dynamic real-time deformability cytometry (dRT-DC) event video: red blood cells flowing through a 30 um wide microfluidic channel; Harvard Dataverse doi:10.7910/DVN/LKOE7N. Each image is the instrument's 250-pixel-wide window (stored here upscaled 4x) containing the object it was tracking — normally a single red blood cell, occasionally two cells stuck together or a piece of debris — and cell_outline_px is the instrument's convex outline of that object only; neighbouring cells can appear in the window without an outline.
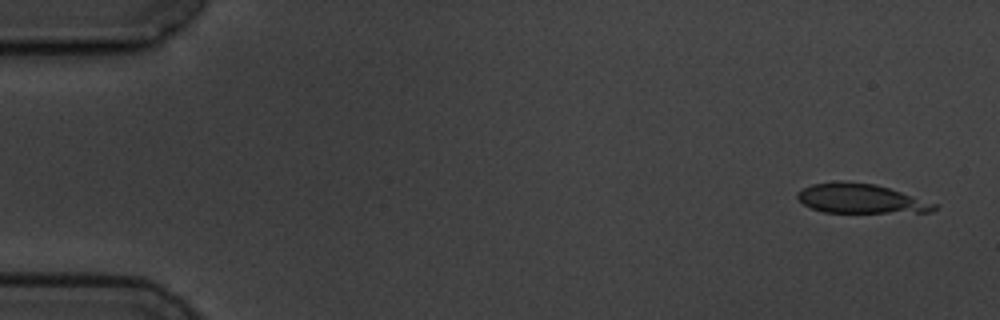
{"species": "common noctule bat (a hibernating species)", "species_latin": "Nyctalus noctula", "temperature_condition": "cold", "stored_images_in_passage": 4, "camera_frame_rate_fps": 3000, "um_per_image_px": 0.085, "animal": {"sex": "male", "body_mass_g": 19.5, "forearm_length_mm": 54.6}, "frame": {"image": 1, "passage_image": 1, "time_ms": 0.0, "image_size_px": [1000, 320], "cell_outline_px": [[940, 204], [932, 212], [824, 212], [812, 208], [804, 204], [796, 196], [796, 192], [812, 184], [840, 180], [876, 184]], "centroid_in_image_um": [73.18, 16.87], "position_along_channel_um": 11.8, "area_um2": 23.52}}